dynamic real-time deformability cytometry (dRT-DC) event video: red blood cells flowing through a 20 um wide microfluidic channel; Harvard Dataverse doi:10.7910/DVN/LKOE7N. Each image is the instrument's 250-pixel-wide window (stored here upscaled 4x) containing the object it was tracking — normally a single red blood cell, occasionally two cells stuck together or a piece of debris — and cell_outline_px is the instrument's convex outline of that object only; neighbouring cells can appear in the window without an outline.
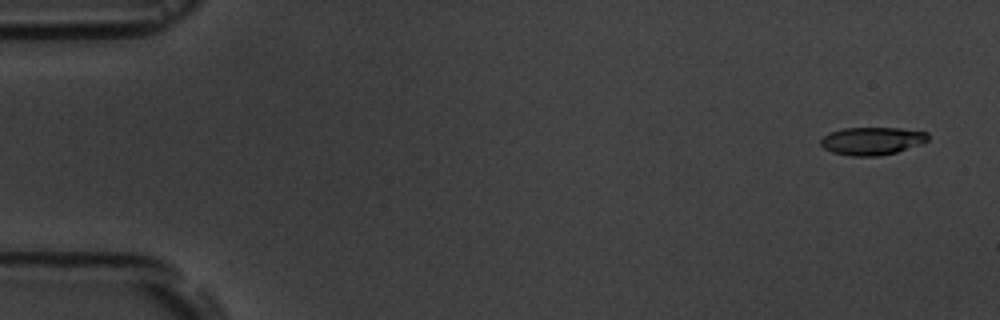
{"species": "common noctule bat (a hibernating species)", "species_latin": "Nyctalus noctula", "temperature_condition": "room temperature", "stored_images_in_passage": 6, "segment_of_instrument_passage": [1, 2], "camera_frame_rate_fps": 3000, "um_per_image_px": 0.085, "animal": {"sex": "male", "body_mass_g": 19.5, "forearm_length_mm": 54.6}, "frame": {"image": 1, "passage_image": 1, "time_ms": 0.0, "image_size_px": [1000, 320], "cell_outline_px": [[928, 140], [924, 144], [896, 152], [880, 156], [852, 156], [832, 152], [824, 148], [820, 144], [820, 140], [824, 136], [832, 132], [844, 128], [900, 128], [928, 132]], "centroid_in_image_um": [74.16, 11.98], "position_along_channel_um": 10.8, "area_um2": 17.46}}